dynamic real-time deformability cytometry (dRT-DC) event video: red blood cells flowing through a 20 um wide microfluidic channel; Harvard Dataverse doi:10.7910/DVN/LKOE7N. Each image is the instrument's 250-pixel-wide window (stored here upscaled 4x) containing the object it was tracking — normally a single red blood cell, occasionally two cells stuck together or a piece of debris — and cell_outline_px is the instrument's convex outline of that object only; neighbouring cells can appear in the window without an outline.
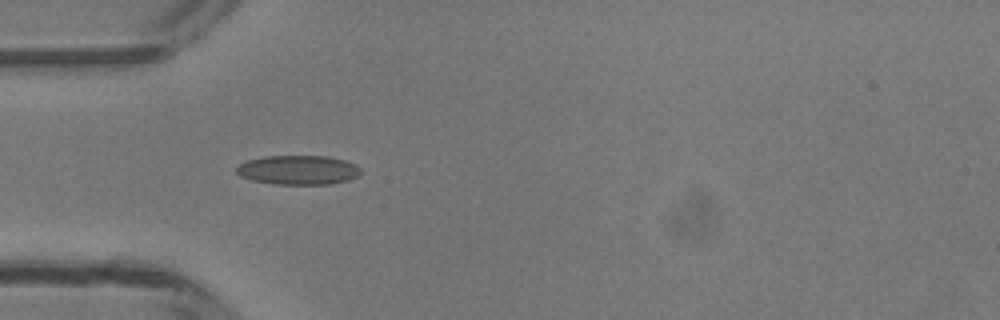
{"species": "common noctule bat (a hibernating species)", "species_latin": "Nyctalus noctula", "temperature_condition": "room temperature", "stored_images_in_passage": 36, "camera_frame_rate_fps": 3000, "um_per_image_px": 0.085, "animal": {"sex": "male", "body_mass_g": 13.3}, "frame": {"image": 1, "passage_image": 4, "time_ms": 1.0, "image_size_px": [1000, 320], "cell_outline_px": [[360, 176], [348, 180], [332, 184], [272, 184], [252, 180], [240, 176], [236, 172], [236, 164], [248, 160], [264, 156], [328, 156], [344, 160], [356, 164], [360, 168]], "centroid_in_image_um": [25.34, 14.45], "position_along_channel_um": 59.7, "area_um2": 21.44}}
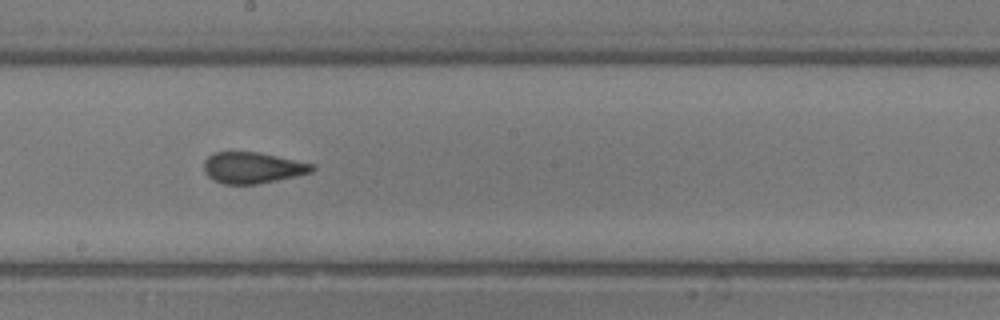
{"frame": {"image": 2, "passage_image": 16, "time_ms": 5.0, "image_size_px": [1000, 320], "cell_outline_px": [[316, 168], [312, 172], [296, 176], [256, 184], [224, 184], [212, 180], [204, 172], [204, 160], [212, 152], [260, 152], [316, 164]], "centroid_in_image_um": [21.48, 14.25], "position_along_channel_um": 226.7, "area_um2": 19.88}}
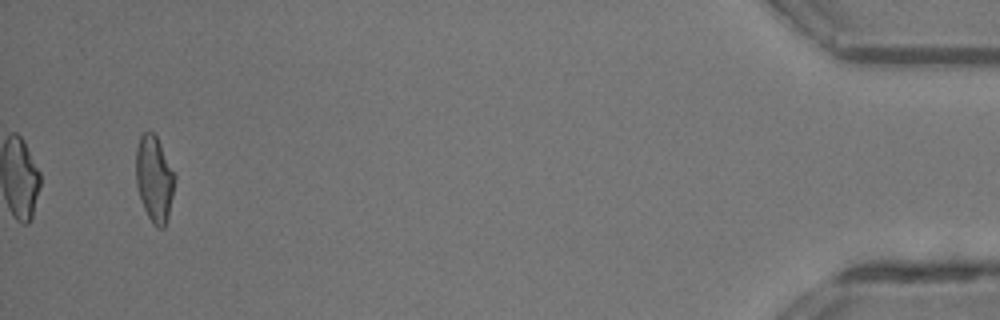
{"frame": {"image": 3, "passage_image": 36, "time_ms": 11.667, "image_size_px": [1000, 320], "cell_outline_px": [[176, 180], [168, 216], [164, 228], [156, 228], [148, 216], [140, 200], [136, 184], [136, 148], [140, 136], [144, 132], [152, 132], [156, 136], [176, 176]], "centroid_in_image_um": [13.11, 15.22], "position_along_channel_um": 422.1, "area_um2": 19.42}, "authors_computed_cell_mechanics": {"area_um2": 19.9699, "velocity_mm_per_s": 4.2166, "shape_relaxation_time_tau1_ms": 10.5715, "shape_relaxation_time_tau2_ms": 0.9783, "deformation_change_tau1": 0.2195, "deformation_change_tau2": 0.0775}}